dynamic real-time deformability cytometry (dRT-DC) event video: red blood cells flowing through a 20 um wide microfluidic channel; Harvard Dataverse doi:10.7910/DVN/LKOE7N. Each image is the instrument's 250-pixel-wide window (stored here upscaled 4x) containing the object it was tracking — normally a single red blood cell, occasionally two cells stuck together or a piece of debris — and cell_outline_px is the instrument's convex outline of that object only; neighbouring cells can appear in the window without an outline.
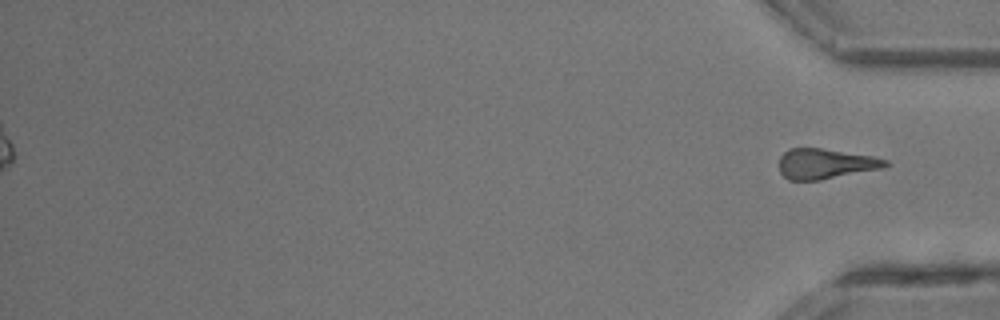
{"species": "common noctule bat (a hibernating species)", "species_latin": "Nyctalus noctula", "temperature_condition": "room temperature", "stored_images_in_passage": 29, "segment_of_instrument_passage": [3, 3], "camera_frame_rate_fps": 3000, "um_per_image_px": 0.085, "animal": {"sex": "male", "body_mass_g": 13.3}, "frame": {"image": 1, "passage_image": 29, "time_ms": 9.333, "image_size_px": [1000, 320], "cell_outline_px": [[888, 164], [884, 168], [820, 180], [788, 180], [780, 172], [780, 156], [788, 148], [820, 148], [872, 156], [888, 160]], "centroid_in_image_um": [70.15, 13.92], "position_along_channel_um": 365.0, "area_um2": 18.67}}